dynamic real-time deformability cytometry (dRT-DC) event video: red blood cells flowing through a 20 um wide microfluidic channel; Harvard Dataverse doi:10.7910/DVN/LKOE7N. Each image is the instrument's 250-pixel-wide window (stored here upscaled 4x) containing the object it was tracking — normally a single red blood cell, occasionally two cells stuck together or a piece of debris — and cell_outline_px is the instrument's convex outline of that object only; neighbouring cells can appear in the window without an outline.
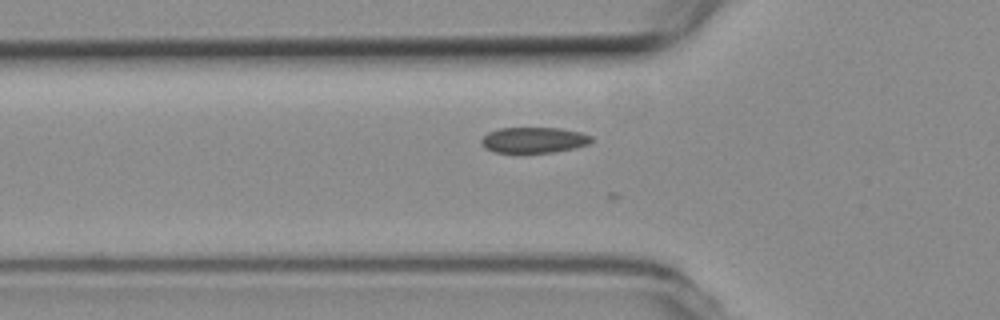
{"species": "common noctule bat (a hibernating species)", "species_latin": "Nyctalus noctula", "temperature_condition": "room temperature", "stored_images_in_passage": 12, "camera_frame_rate_fps": 3000, "um_per_image_px": 0.085, "animal": {"sex": "female", "body_mass_g": 19.3, "forearm_length_mm": 54.1}, "frame": {"image": 1, "passage_image": 4, "time_ms": 1.0, "image_size_px": [1000, 320], "cell_outline_px": [[592, 140], [588, 144], [572, 148], [552, 152], [496, 152], [484, 148], [480, 144], [480, 140], [488, 132], [500, 128], [560, 128], [580, 132], [592, 136]], "centroid_in_image_um": [45.34, 11.89], "position_along_channel_um": 80.5, "area_um2": 16.36}}
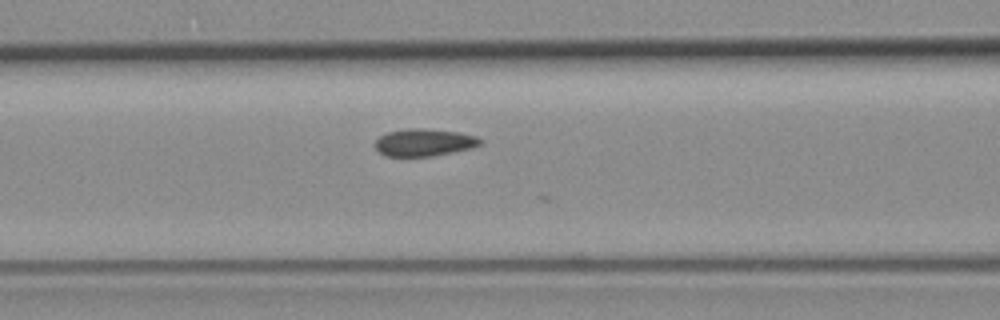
{"frame": {"image": 2, "passage_image": 8, "time_ms": 2.333, "image_size_px": [1000, 320], "cell_outline_px": [[480, 144], [472, 148], [432, 156], [384, 156], [376, 148], [376, 140], [380, 136], [388, 132], [408, 128], [424, 128], [460, 132], [476, 136], [480, 140]], "centroid_in_image_um": [36.04, 12.1], "position_along_channel_um": 130.6, "area_um2": 16.65}}
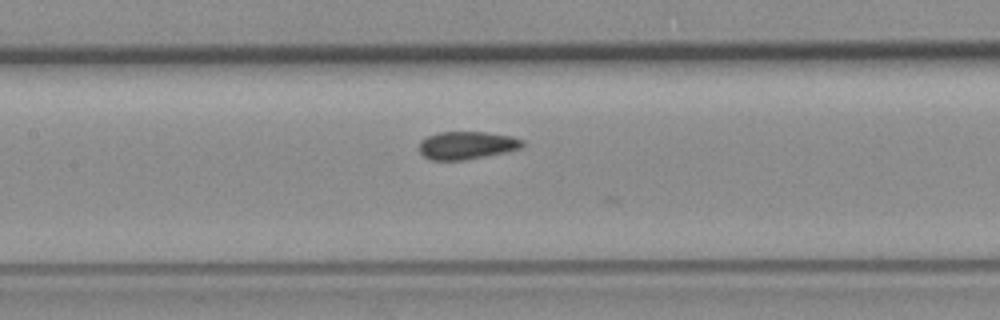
{"frame": {"image": 3, "passage_image": 11, "time_ms": 3.333, "image_size_px": [1000, 320], "cell_outline_px": [[524, 148], [508, 152], [464, 160], [432, 160], [424, 156], [420, 152], [420, 140], [428, 136], [440, 132], [484, 132], [512, 136], [524, 140]], "centroid_in_image_um": [39.73, 12.35], "position_along_channel_um": 167.7, "area_um2": 16.88}}